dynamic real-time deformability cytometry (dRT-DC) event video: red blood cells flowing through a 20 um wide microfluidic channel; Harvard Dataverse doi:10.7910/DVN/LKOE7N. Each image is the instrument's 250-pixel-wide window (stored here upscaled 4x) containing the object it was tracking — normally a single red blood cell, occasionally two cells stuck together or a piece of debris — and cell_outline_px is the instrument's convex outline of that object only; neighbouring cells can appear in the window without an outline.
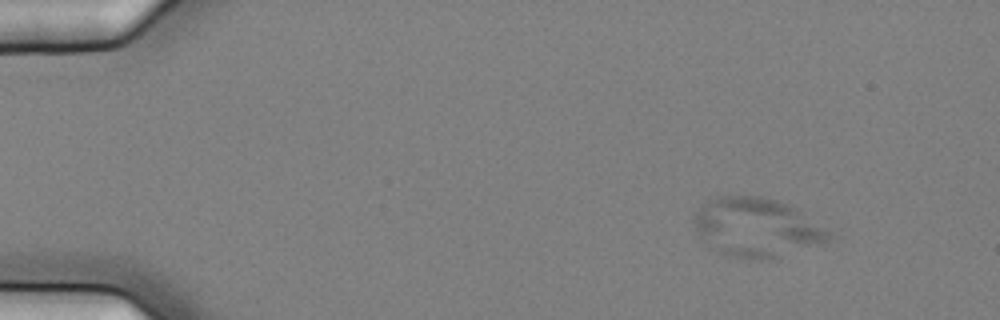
{"species": "common noctule bat (a hibernating species)", "species_latin": "Nyctalus noctula", "temperature_condition": "cold", "stored_images_in_passage": 16, "camera_frame_rate_fps": 3000, "um_per_image_px": 0.085, "animal": {"sex": "female", "body_mass_g": 25.1}, "frame": {"image": 1, "passage_image": 3, "time_ms": 0.667, "image_size_px": [1000, 320], "cell_outline_px": [[840, 236], [824, 244], [772, 256], [752, 260], [728, 256], [720, 252], [696, 232], [692, 224], [692, 212], [708, 200], [716, 196], [760, 196], [776, 200], [788, 204]], "centroid_in_image_um": [64.33, 19.3], "position_along_channel_um": 20.7, "area_um2": 46.3}}